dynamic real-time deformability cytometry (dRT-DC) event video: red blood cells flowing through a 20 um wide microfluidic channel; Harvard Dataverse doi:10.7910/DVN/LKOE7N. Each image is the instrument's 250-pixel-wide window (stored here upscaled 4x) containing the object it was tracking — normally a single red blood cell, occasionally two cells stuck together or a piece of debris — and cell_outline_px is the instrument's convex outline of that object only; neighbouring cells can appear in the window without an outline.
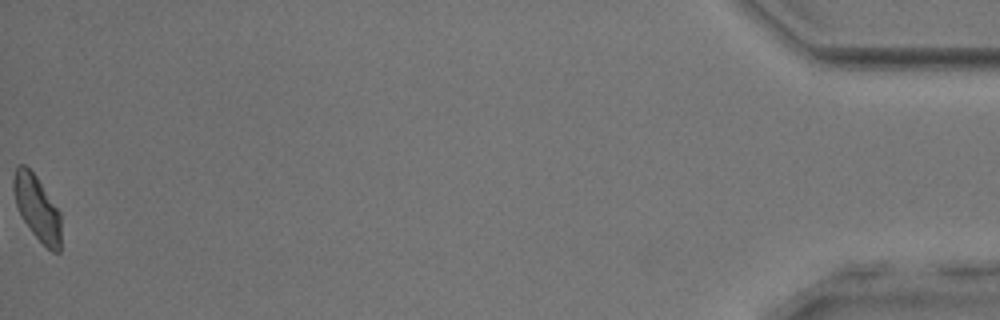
{"species": "common noctule bat (a hibernating species)", "species_latin": "Nyctalus noctula", "temperature_condition": "room temperature", "stored_images_in_passage": 45, "camera_frame_rate_fps": 3000, "um_per_image_px": 0.085, "animal": {"sex": "male", "body_mass_g": 17.9, "forearm_length_mm": 54.2}, "frame": {"image": 1, "passage_image": 45, "time_ms": 14.667, "image_size_px": [1000, 320], "cell_outline_px": [[60, 252], [52, 252], [32, 232], [24, 220], [16, 204], [12, 188], [12, 180], [16, 168], [20, 164], [24, 164], [36, 176], [60, 212]], "centroid_in_image_um": [3.14, 17.66], "position_along_channel_um": 432.1, "area_um2": 17.57}, "authors_computed_cell_mechanics": {"area_um2": 18.3804, "velocity_mm_per_s": 3.8455, "shape_relaxation_time_tau1_ms": 5.2432, "shape_relaxation_time_tau2_ms": 1.7545, "deformation_change_tau1": 0.0983, "deformation_change_tau2": 0.0804}}